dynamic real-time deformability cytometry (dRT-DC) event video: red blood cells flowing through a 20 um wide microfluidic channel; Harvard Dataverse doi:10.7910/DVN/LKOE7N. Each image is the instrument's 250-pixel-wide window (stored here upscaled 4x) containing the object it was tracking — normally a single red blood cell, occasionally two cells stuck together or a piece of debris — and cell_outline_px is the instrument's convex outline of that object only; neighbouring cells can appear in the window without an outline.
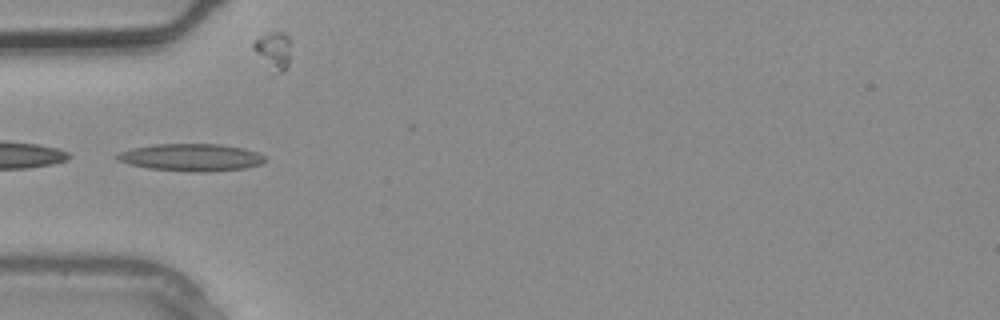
{"species": "common noctule bat (a hibernating species)", "species_latin": "Nyctalus noctula", "temperature_condition": "warm", "stored_images_in_passage": 2, "camera_frame_rate_fps": 3000, "um_per_image_px": 0.085, "animal": {"sex": "male", "body_mass_g": 20.4}, "frame": {"image": 1, "passage_image": 2, "time_ms": 0.333, "image_size_px": [1000, 320], "cell_outline_px": [[268, 160], [260, 164], [244, 168], [208, 172], [188, 172], [148, 168], [128, 164], [116, 160], [112, 156], [120, 152], [132, 148], [152, 144], [220, 144], [244, 148], [256, 152], [264, 156]], "centroid_in_image_um": [16.21, 13.38], "position_along_channel_um": 68.8, "area_um2": 23.81}}